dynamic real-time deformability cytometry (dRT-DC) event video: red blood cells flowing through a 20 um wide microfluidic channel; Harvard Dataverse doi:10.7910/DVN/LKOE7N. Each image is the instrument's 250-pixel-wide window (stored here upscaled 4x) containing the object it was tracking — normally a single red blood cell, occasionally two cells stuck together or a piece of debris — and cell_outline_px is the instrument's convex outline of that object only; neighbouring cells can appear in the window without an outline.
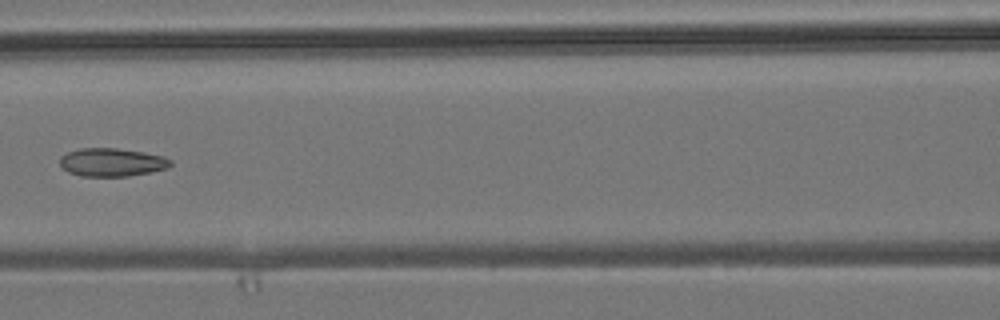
{"species": "common noctule bat (a hibernating species)", "species_latin": "Nyctalus noctula", "temperature_condition": "room temperature", "stored_images_in_passage": 9, "camera_frame_rate_fps": 3000, "um_per_image_px": 0.085, "animal": {"sex": "male", "body_mass_g": 19.2, "forearm_length_mm": 51.8}, "frame": {"image": 1, "passage_image": 7, "time_ms": 7.333, "image_size_px": [1000, 320], "cell_outline_px": [[172, 164], [168, 168], [152, 172], [128, 176], [80, 176], [68, 172], [60, 164], [60, 156], [68, 152], [80, 148], [116, 148], [144, 152], [164, 156], [172, 160]], "centroid_in_image_um": [9.53, 13.79], "position_along_channel_um": 157.1, "area_um2": 18.32}}
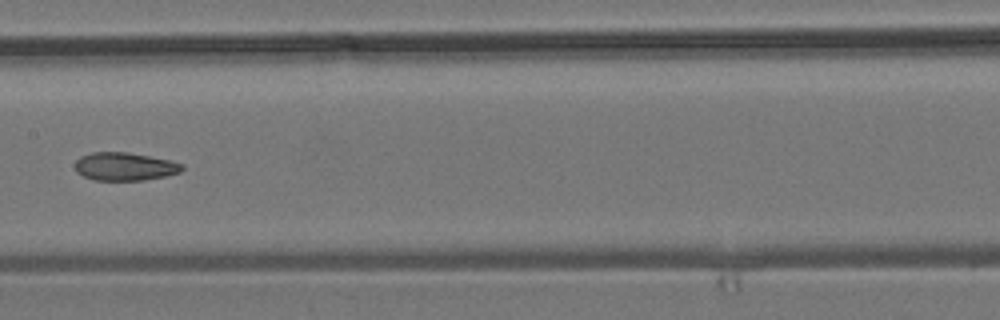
{"frame": {"image": 2, "passage_image": 8, "time_ms": 8.333, "image_size_px": [1000, 320], "cell_outline_px": [[184, 168], [180, 172], [164, 176], [144, 180], [96, 180], [84, 176], [76, 172], [76, 160], [80, 156], [92, 152], [128, 152], [168, 160], [184, 164]], "centroid_in_image_um": [10.59, 14.15], "position_along_channel_um": 196.8, "area_um2": 17.4}}
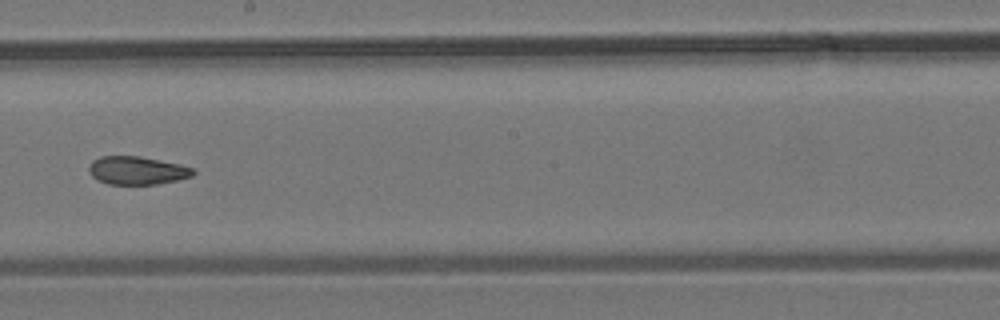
{"frame": {"image": 3, "passage_image": 9, "time_ms": 9.333, "image_size_px": [1000, 320], "cell_outline_px": [[196, 172], [192, 176], [176, 180], [156, 184], [108, 184], [92, 176], [88, 172], [88, 168], [92, 160], [100, 156], [140, 156], [180, 164], [192, 168]], "centroid_in_image_um": [11.63, 14.48], "position_along_channel_um": 236.6, "area_um2": 17.05}}